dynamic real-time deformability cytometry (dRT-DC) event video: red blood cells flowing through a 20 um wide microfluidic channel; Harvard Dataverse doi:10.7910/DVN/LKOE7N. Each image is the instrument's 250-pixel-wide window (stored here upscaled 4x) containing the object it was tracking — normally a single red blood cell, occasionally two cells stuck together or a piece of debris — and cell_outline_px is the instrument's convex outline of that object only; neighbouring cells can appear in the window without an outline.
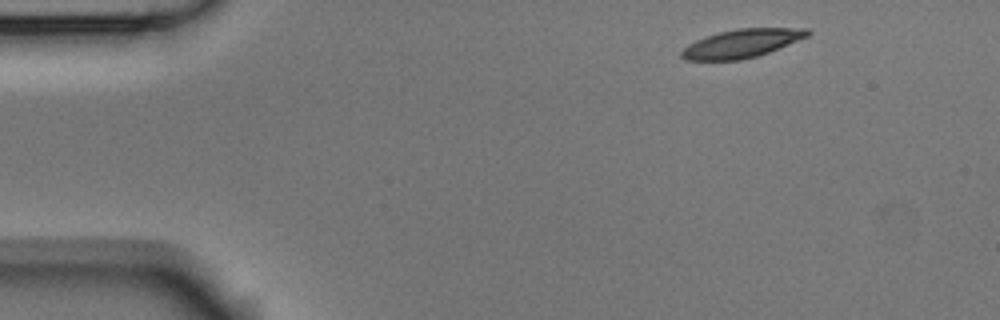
{"species": "Egyptian fruit bat (a non-hibernating species)", "species_latin": "Rousettus aegyptiacus", "temperature_condition": "room temperature", "stored_images_in_passage": 8, "camera_frame_rate_fps": 3000, "um_per_image_px": 0.085, "animal": {"sex": "male"}, "frame": {"image": 1, "passage_image": 1, "time_ms": 0.0, "image_size_px": [1000, 320], "cell_outline_px": [[812, 32], [808, 36], [768, 52], [756, 56], [740, 60], [684, 60], [680, 56], [680, 52], [688, 44], [696, 40], [720, 32], [736, 28], [808, 28]], "centroid_in_image_um": [63.03, 3.69], "position_along_channel_um": 22.0, "area_um2": 20.69}}
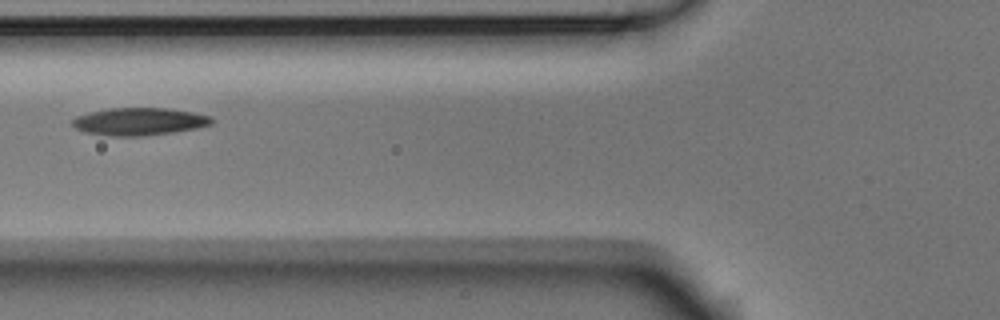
{"frame": {"image": 2, "passage_image": 5, "time_ms": 1.333, "image_size_px": [1000, 320], "cell_outline_px": [[216, 120], [212, 124], [196, 128], [172, 132], [140, 136], [112, 136], [88, 132], [76, 128], [72, 124], [72, 120], [76, 116], [108, 108], [168, 108], [192, 112], [212, 116]], "centroid_in_image_um": [11.89, 10.32], "position_along_channel_um": 113.9, "area_um2": 22.2}}
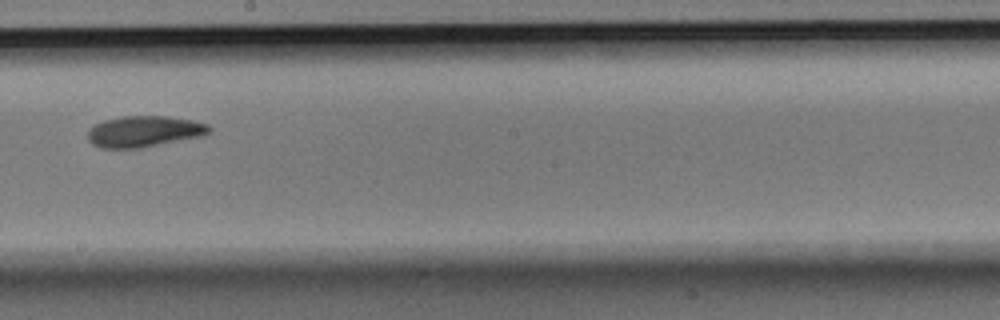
{"frame": {"image": 3, "passage_image": 8, "time_ms": 2.333, "image_size_px": [1000, 320], "cell_outline_px": [[212, 132], [204, 136], [140, 148], [100, 148], [92, 144], [88, 140], [88, 128], [104, 120], [124, 116], [168, 116], [192, 120], [208, 124], [212, 128]], "centroid_in_image_um": [12.28, 11.17], "position_along_channel_um": 235.9, "area_um2": 22.25}}